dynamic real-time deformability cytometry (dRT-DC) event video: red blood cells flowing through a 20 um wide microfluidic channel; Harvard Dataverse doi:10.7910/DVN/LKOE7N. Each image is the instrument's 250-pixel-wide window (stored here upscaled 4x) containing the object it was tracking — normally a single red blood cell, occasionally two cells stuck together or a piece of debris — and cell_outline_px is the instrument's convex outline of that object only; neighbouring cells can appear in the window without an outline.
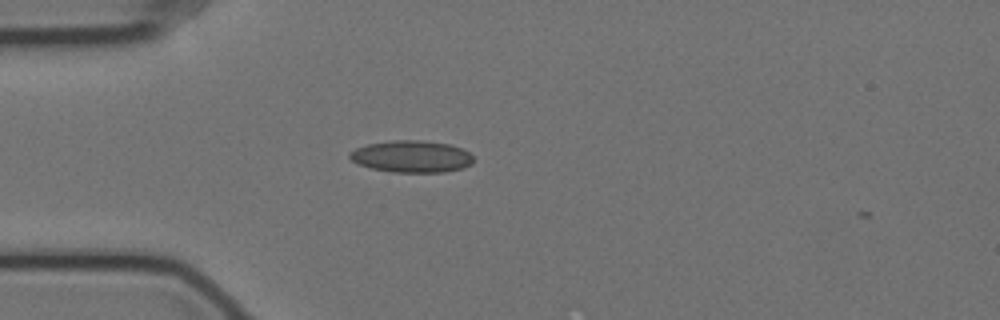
{"species": "Egyptian fruit bat (a non-hibernating species)", "species_latin": "Rousettus aegyptiacus", "temperature_condition": "cold", "stored_images_in_passage": 3, "camera_frame_rate_fps": 3000, "um_per_image_px": 0.085, "animal": {"sex": "female"}, "frame": {"image": 1, "passage_image": 1, "time_ms": 0.0, "image_size_px": [1000, 320], "cell_outline_px": [[472, 164], [464, 168], [444, 172], [392, 172], [372, 168], [356, 164], [348, 156], [348, 152], [356, 148], [368, 144], [392, 140], [420, 140], [452, 144], [464, 148], [472, 156]], "centroid_in_image_um": [34.99, 13.3], "position_along_channel_um": 50.0, "area_um2": 23.24}}